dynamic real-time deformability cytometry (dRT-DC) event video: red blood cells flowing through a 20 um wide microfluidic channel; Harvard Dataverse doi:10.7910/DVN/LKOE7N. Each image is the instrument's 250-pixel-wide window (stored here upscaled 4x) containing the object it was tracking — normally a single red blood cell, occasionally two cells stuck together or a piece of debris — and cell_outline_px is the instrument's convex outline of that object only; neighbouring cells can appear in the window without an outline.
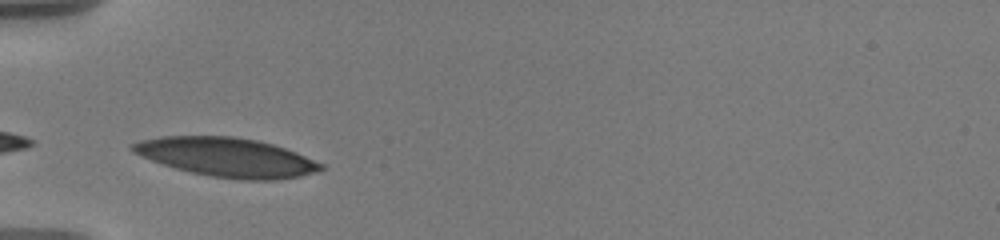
{"species": "human", "species_latin": "Homo sapiens", "temperature_condition": "warm", "stored_images_in_passage": 15, "camera_frame_rate_fps": 3000, "um_per_image_px": 0.085, "donor": {"sex": "male"}, "frame": {"image": 1, "passage_image": 3, "time_ms": 2.0, "image_size_px": [1000, 240], "cell_outline_px": [[324, 168], [316, 172], [300, 176], [272, 180], [244, 180], [212, 176], [192, 172], [176, 168], [152, 160], [132, 152], [128, 148], [132, 144], [140, 140], [160, 136], [236, 136], [256, 140], [272, 144], [296, 152], [324, 164]], "centroid_in_image_um": [19.27, 13.35], "position_along_channel_um": 65.7, "area_um2": 42.6}}
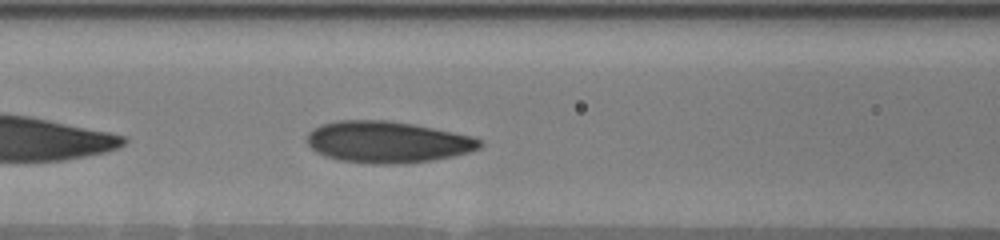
{"frame": {"image": 2, "passage_image": 6, "time_ms": 4.0, "image_size_px": [1000, 240], "cell_outline_px": [[484, 144], [480, 148], [468, 152], [452, 156], [432, 160], [404, 164], [372, 164], [340, 160], [324, 156], [316, 152], [308, 144], [308, 132], [312, 128], [320, 124], [336, 120], [388, 120], [412, 124], [472, 136], [484, 140]], "centroid_in_image_um": [32.92, 12.07], "position_along_channel_um": 133.7, "area_um2": 42.02}}
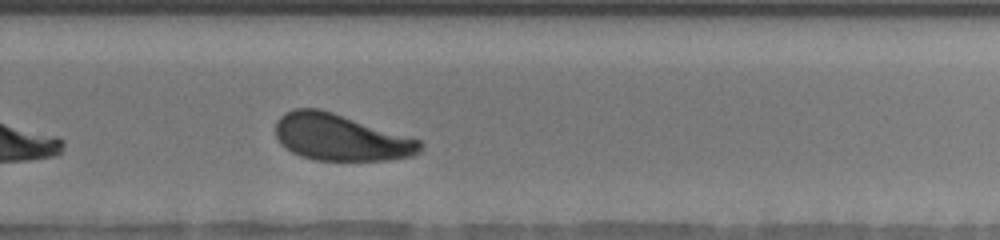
{"frame": {"image": 3, "passage_image": 15, "time_ms": 8.667, "image_size_px": [1000, 240], "cell_outline_px": [[424, 144], [420, 152], [412, 156], [388, 160], [316, 160], [300, 156], [284, 148], [280, 144], [276, 136], [276, 120], [284, 112], [292, 108], [320, 108], [420, 140]], "centroid_in_image_um": [28.91, 11.68], "position_along_channel_um": 300.9, "area_um2": 39.3}}